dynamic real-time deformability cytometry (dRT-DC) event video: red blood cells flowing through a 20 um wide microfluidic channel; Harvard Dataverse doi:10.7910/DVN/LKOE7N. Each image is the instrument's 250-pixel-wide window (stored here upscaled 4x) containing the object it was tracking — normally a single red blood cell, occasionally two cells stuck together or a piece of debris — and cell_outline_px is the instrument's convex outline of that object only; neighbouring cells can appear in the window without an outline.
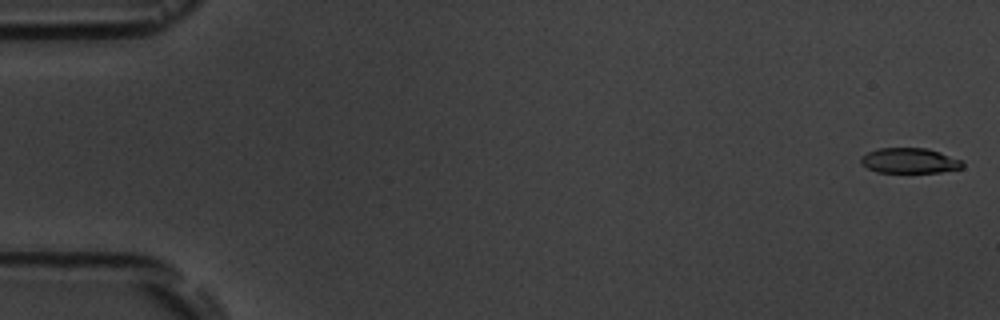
{"species": "common noctule bat (a hibernating species)", "species_latin": "Nyctalus noctula", "temperature_condition": "room temperature", "stored_images_in_passage": 6, "camera_frame_rate_fps": 3000, "um_per_image_px": 0.085, "animal": {"sex": "male", "body_mass_g": 19.5, "forearm_length_mm": 54.6}, "frame": {"image": 1, "passage_image": 1, "time_ms": 0.0, "image_size_px": [1000, 320], "cell_outline_px": [[964, 168], [940, 172], [876, 172], [868, 168], [860, 160], [860, 156], [868, 152], [880, 148], [928, 148], [960, 160], [964, 164]], "centroid_in_image_um": [77.31, 13.65], "position_along_channel_um": 7.7, "area_um2": 14.8}}
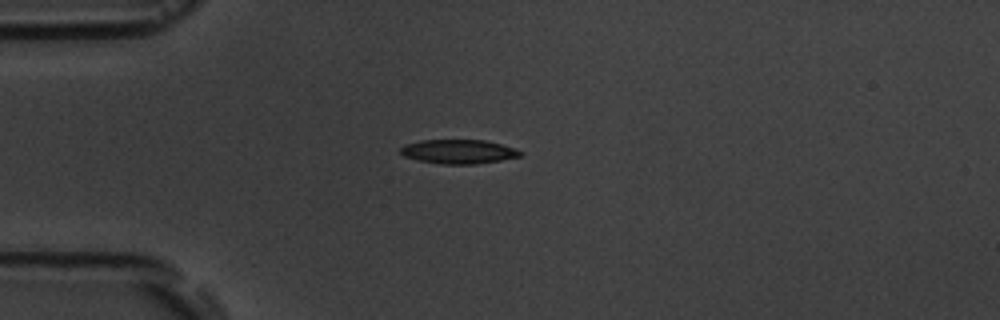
{"frame": {"image": 2, "passage_image": 5, "time_ms": 4.667, "image_size_px": [1000, 320], "cell_outline_px": [[520, 156], [500, 160], [476, 164], [440, 164], [416, 160], [404, 156], [400, 152], [400, 148], [404, 144], [420, 140], [484, 140], [500, 144], [512, 148], [520, 152]], "centroid_in_image_um": [38.88, 12.89], "position_along_channel_um": 46.1, "area_um2": 16.7}}